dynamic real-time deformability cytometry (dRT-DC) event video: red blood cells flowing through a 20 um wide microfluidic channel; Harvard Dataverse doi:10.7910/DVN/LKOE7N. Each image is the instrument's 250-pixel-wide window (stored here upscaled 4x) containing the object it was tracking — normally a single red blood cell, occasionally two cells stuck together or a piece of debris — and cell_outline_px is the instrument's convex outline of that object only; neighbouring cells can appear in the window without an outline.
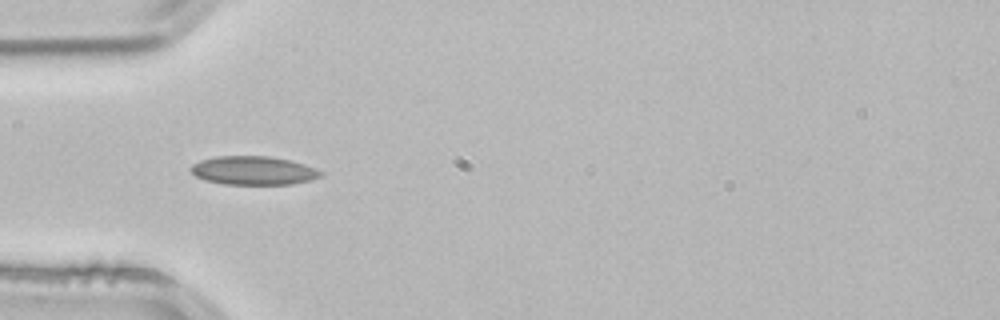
{"species": "common noctule bat (a hibernating species)", "species_latin": "Nyctalus noctula", "temperature_condition": "room temperature", "stored_images_in_passage": 4, "camera_frame_rate_fps": 3000, "um_per_image_px": 0.085, "animal": {"sex": "male", "body_mass_g": 21.5, "forearm_length_mm": 52.0}, "frame": {"image": 1, "passage_image": 4, "time_ms": 1.0, "image_size_px": [1000, 320], "cell_outline_px": [[324, 176], [292, 184], [224, 184], [204, 180], [196, 176], [188, 168], [192, 164], [200, 160], [216, 156], [268, 156], [292, 160], [316, 168], [324, 172]], "centroid_in_image_um": [21.55, 14.49], "position_along_channel_um": 63.5, "area_um2": 21.85}}